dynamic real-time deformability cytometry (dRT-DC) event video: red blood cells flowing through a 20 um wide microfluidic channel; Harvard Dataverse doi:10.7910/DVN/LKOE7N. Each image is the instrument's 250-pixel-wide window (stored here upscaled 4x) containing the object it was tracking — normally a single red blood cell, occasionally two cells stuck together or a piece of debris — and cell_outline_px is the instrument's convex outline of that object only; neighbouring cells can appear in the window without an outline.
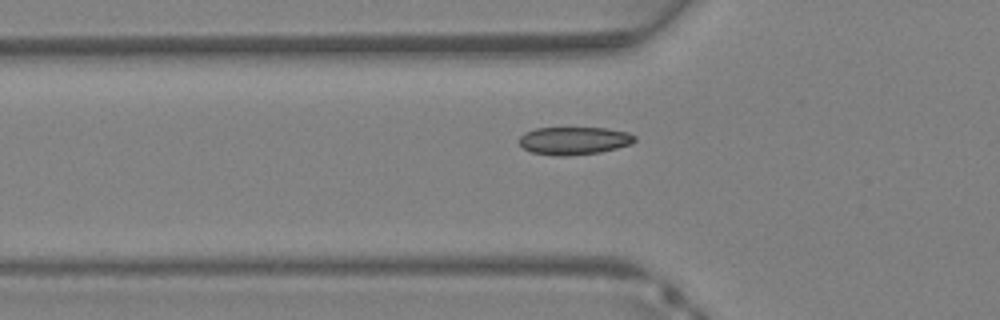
{"species": "Egyptian fruit bat (a non-hibernating species)", "species_latin": "Rousettus aegyptiacus", "temperature_condition": "warm", "stored_images_in_passage": 22, "camera_frame_rate_fps": 3000, "um_per_image_px": 0.085, "animal": {"sex": "female"}, "frame": {"image": 1, "passage_image": 2, "time_ms": 0.333, "image_size_px": [1000, 320], "cell_outline_px": [[636, 140], [632, 144], [600, 152], [564, 156], [556, 156], [532, 152], [524, 148], [516, 140], [524, 132], [536, 128], [608, 128], [628, 132], [636, 136]], "centroid_in_image_um": [48.79, 11.95], "position_along_channel_um": 77.0, "area_um2": 18.84}}
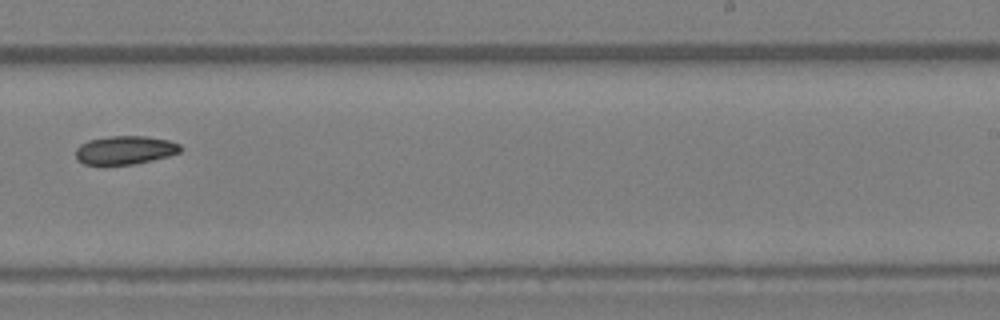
{"frame": {"image": 2, "passage_image": 13, "time_ms": 4.0, "image_size_px": [1000, 320], "cell_outline_px": [[184, 148], [180, 152], [168, 156], [152, 160], [132, 164], [84, 164], [76, 160], [76, 148], [80, 144], [88, 140], [108, 136], [144, 136], [168, 140], [180, 144]], "centroid_in_image_um": [10.63, 12.75], "position_along_channel_um": 278.4, "area_um2": 17.4}}
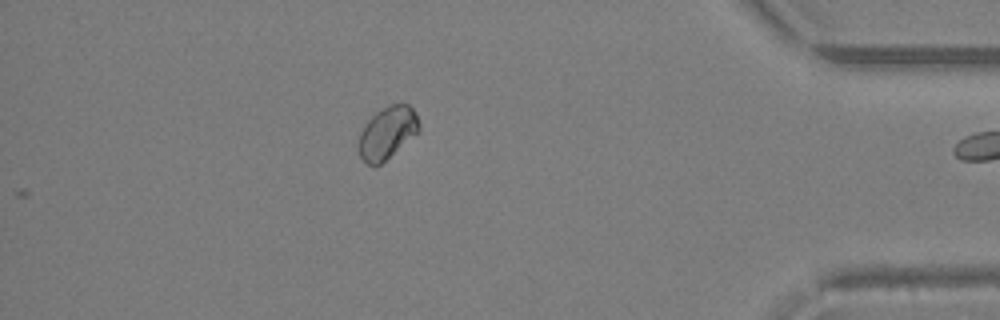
{"frame": {"image": 3, "passage_image": 22, "time_ms": 7.0, "image_size_px": [1000, 320], "cell_outline_px": [[420, 132], [376, 168], [372, 168], [360, 156], [356, 148], [356, 144], [360, 132], [368, 120], [376, 112], [388, 104], [408, 104], [416, 112], [420, 124]], "centroid_in_image_um": [32.91, 11.32], "position_along_channel_um": 402.3, "area_um2": 18.96}}